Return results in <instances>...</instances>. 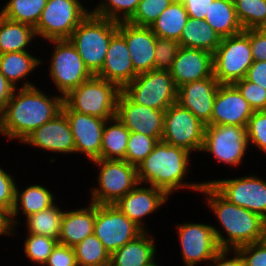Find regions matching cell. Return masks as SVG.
Here are the masks:
<instances>
[{"mask_svg": "<svg viewBox=\"0 0 266 266\" xmlns=\"http://www.w3.org/2000/svg\"><path fill=\"white\" fill-rule=\"evenodd\" d=\"M41 91L29 81L14 91L0 115V134L22 143L35 129L62 111L63 96L48 97Z\"/></svg>", "mask_w": 266, "mask_h": 266, "instance_id": "1", "label": "cell"}, {"mask_svg": "<svg viewBox=\"0 0 266 266\" xmlns=\"http://www.w3.org/2000/svg\"><path fill=\"white\" fill-rule=\"evenodd\" d=\"M199 192L208 197L206 204L214 212L226 234L224 237L221 231L213 226L221 249L236 250L263 240L266 219L261 215L229 202L210 183L203 184Z\"/></svg>", "mask_w": 266, "mask_h": 266, "instance_id": "2", "label": "cell"}, {"mask_svg": "<svg viewBox=\"0 0 266 266\" xmlns=\"http://www.w3.org/2000/svg\"><path fill=\"white\" fill-rule=\"evenodd\" d=\"M190 155L186 149L159 141L151 153L137 167L139 184L154 186L164 190L169 196L178 189L188 188L196 192L203 183L184 182Z\"/></svg>", "mask_w": 266, "mask_h": 266, "instance_id": "3", "label": "cell"}, {"mask_svg": "<svg viewBox=\"0 0 266 266\" xmlns=\"http://www.w3.org/2000/svg\"><path fill=\"white\" fill-rule=\"evenodd\" d=\"M117 31L118 22L90 12L69 38L92 75L101 70L111 37Z\"/></svg>", "mask_w": 266, "mask_h": 266, "instance_id": "4", "label": "cell"}, {"mask_svg": "<svg viewBox=\"0 0 266 266\" xmlns=\"http://www.w3.org/2000/svg\"><path fill=\"white\" fill-rule=\"evenodd\" d=\"M121 89L114 83L93 75L64 97L71 110L105 120L116 116L117 99Z\"/></svg>", "mask_w": 266, "mask_h": 266, "instance_id": "5", "label": "cell"}, {"mask_svg": "<svg viewBox=\"0 0 266 266\" xmlns=\"http://www.w3.org/2000/svg\"><path fill=\"white\" fill-rule=\"evenodd\" d=\"M253 62L248 30L224 37L213 54L214 77L220 84H234L246 77Z\"/></svg>", "mask_w": 266, "mask_h": 266, "instance_id": "6", "label": "cell"}, {"mask_svg": "<svg viewBox=\"0 0 266 266\" xmlns=\"http://www.w3.org/2000/svg\"><path fill=\"white\" fill-rule=\"evenodd\" d=\"M177 90L169 70L138 74L121 91L134 103L165 111L177 102Z\"/></svg>", "mask_w": 266, "mask_h": 266, "instance_id": "7", "label": "cell"}, {"mask_svg": "<svg viewBox=\"0 0 266 266\" xmlns=\"http://www.w3.org/2000/svg\"><path fill=\"white\" fill-rule=\"evenodd\" d=\"M99 166L98 188L91 189V202L96 204H116L123 196L139 184L137 167L125 160L96 159Z\"/></svg>", "mask_w": 266, "mask_h": 266, "instance_id": "8", "label": "cell"}, {"mask_svg": "<svg viewBox=\"0 0 266 266\" xmlns=\"http://www.w3.org/2000/svg\"><path fill=\"white\" fill-rule=\"evenodd\" d=\"M90 12L80 0H47L36 35L47 41L69 39Z\"/></svg>", "mask_w": 266, "mask_h": 266, "instance_id": "9", "label": "cell"}, {"mask_svg": "<svg viewBox=\"0 0 266 266\" xmlns=\"http://www.w3.org/2000/svg\"><path fill=\"white\" fill-rule=\"evenodd\" d=\"M49 42L54 46L48 69L49 75L60 95L65 97L93 75L86 68L76 47L69 39L49 40Z\"/></svg>", "mask_w": 266, "mask_h": 266, "instance_id": "10", "label": "cell"}, {"mask_svg": "<svg viewBox=\"0 0 266 266\" xmlns=\"http://www.w3.org/2000/svg\"><path fill=\"white\" fill-rule=\"evenodd\" d=\"M205 126L191 111L176 102L165 110L161 141L190 153L201 152Z\"/></svg>", "mask_w": 266, "mask_h": 266, "instance_id": "11", "label": "cell"}, {"mask_svg": "<svg viewBox=\"0 0 266 266\" xmlns=\"http://www.w3.org/2000/svg\"><path fill=\"white\" fill-rule=\"evenodd\" d=\"M142 232L116 204H96L94 235L110 255Z\"/></svg>", "mask_w": 266, "mask_h": 266, "instance_id": "12", "label": "cell"}, {"mask_svg": "<svg viewBox=\"0 0 266 266\" xmlns=\"http://www.w3.org/2000/svg\"><path fill=\"white\" fill-rule=\"evenodd\" d=\"M246 127L235 125H206L202 152L212 153L216 161L238 166L248 146Z\"/></svg>", "mask_w": 266, "mask_h": 266, "instance_id": "13", "label": "cell"}, {"mask_svg": "<svg viewBox=\"0 0 266 266\" xmlns=\"http://www.w3.org/2000/svg\"><path fill=\"white\" fill-rule=\"evenodd\" d=\"M210 183L226 200L266 219V181L250 175L235 179H218Z\"/></svg>", "mask_w": 266, "mask_h": 266, "instance_id": "14", "label": "cell"}, {"mask_svg": "<svg viewBox=\"0 0 266 266\" xmlns=\"http://www.w3.org/2000/svg\"><path fill=\"white\" fill-rule=\"evenodd\" d=\"M185 266L211 261L221 250L213 226L203 223H183L176 226Z\"/></svg>", "mask_w": 266, "mask_h": 266, "instance_id": "15", "label": "cell"}, {"mask_svg": "<svg viewBox=\"0 0 266 266\" xmlns=\"http://www.w3.org/2000/svg\"><path fill=\"white\" fill-rule=\"evenodd\" d=\"M165 111L131 101L122 91L117 99L116 117L130 132L154 137L158 142L163 135Z\"/></svg>", "mask_w": 266, "mask_h": 266, "instance_id": "16", "label": "cell"}, {"mask_svg": "<svg viewBox=\"0 0 266 266\" xmlns=\"http://www.w3.org/2000/svg\"><path fill=\"white\" fill-rule=\"evenodd\" d=\"M74 137L75 153H82L93 161L101 159L102 133L105 119L97 116L71 111L65 104L62 106Z\"/></svg>", "mask_w": 266, "mask_h": 266, "instance_id": "17", "label": "cell"}, {"mask_svg": "<svg viewBox=\"0 0 266 266\" xmlns=\"http://www.w3.org/2000/svg\"><path fill=\"white\" fill-rule=\"evenodd\" d=\"M254 110L234 84H220L212 110L211 125L246 127Z\"/></svg>", "mask_w": 266, "mask_h": 266, "instance_id": "18", "label": "cell"}, {"mask_svg": "<svg viewBox=\"0 0 266 266\" xmlns=\"http://www.w3.org/2000/svg\"><path fill=\"white\" fill-rule=\"evenodd\" d=\"M220 83L213 76L178 87L177 102L204 125H211L214 100Z\"/></svg>", "mask_w": 266, "mask_h": 266, "instance_id": "19", "label": "cell"}, {"mask_svg": "<svg viewBox=\"0 0 266 266\" xmlns=\"http://www.w3.org/2000/svg\"><path fill=\"white\" fill-rule=\"evenodd\" d=\"M118 32L125 38L134 71L141 74L154 70L157 36L150 27L137 26L123 21L118 22Z\"/></svg>", "mask_w": 266, "mask_h": 266, "instance_id": "20", "label": "cell"}, {"mask_svg": "<svg viewBox=\"0 0 266 266\" xmlns=\"http://www.w3.org/2000/svg\"><path fill=\"white\" fill-rule=\"evenodd\" d=\"M22 142L49 152L75 153L74 137L63 111L35 129Z\"/></svg>", "mask_w": 266, "mask_h": 266, "instance_id": "21", "label": "cell"}, {"mask_svg": "<svg viewBox=\"0 0 266 266\" xmlns=\"http://www.w3.org/2000/svg\"><path fill=\"white\" fill-rule=\"evenodd\" d=\"M169 71L177 88L189 82L211 77L214 75L213 54L201 49L180 46Z\"/></svg>", "mask_w": 266, "mask_h": 266, "instance_id": "22", "label": "cell"}, {"mask_svg": "<svg viewBox=\"0 0 266 266\" xmlns=\"http://www.w3.org/2000/svg\"><path fill=\"white\" fill-rule=\"evenodd\" d=\"M137 75L125 38L117 31L111 37L104 64L95 76L116 84L122 90Z\"/></svg>", "mask_w": 266, "mask_h": 266, "instance_id": "23", "label": "cell"}, {"mask_svg": "<svg viewBox=\"0 0 266 266\" xmlns=\"http://www.w3.org/2000/svg\"><path fill=\"white\" fill-rule=\"evenodd\" d=\"M170 196L162 189L149 186L140 187L138 184L125 196H123L116 206L143 231L147 228L144 226L143 218L157 211Z\"/></svg>", "mask_w": 266, "mask_h": 266, "instance_id": "24", "label": "cell"}, {"mask_svg": "<svg viewBox=\"0 0 266 266\" xmlns=\"http://www.w3.org/2000/svg\"><path fill=\"white\" fill-rule=\"evenodd\" d=\"M96 203L88 207L65 211L62 216L58 243L75 247L89 235L94 234Z\"/></svg>", "mask_w": 266, "mask_h": 266, "instance_id": "25", "label": "cell"}, {"mask_svg": "<svg viewBox=\"0 0 266 266\" xmlns=\"http://www.w3.org/2000/svg\"><path fill=\"white\" fill-rule=\"evenodd\" d=\"M150 232L143 231L132 241L113 252L110 266H145L156 260L155 241Z\"/></svg>", "mask_w": 266, "mask_h": 266, "instance_id": "26", "label": "cell"}, {"mask_svg": "<svg viewBox=\"0 0 266 266\" xmlns=\"http://www.w3.org/2000/svg\"><path fill=\"white\" fill-rule=\"evenodd\" d=\"M54 197V194L42 185H29L24 190H19L16 185L15 204L9 214L12 230L19 224L16 218L20 212L27 218L34 213L48 209L56 203Z\"/></svg>", "mask_w": 266, "mask_h": 266, "instance_id": "27", "label": "cell"}, {"mask_svg": "<svg viewBox=\"0 0 266 266\" xmlns=\"http://www.w3.org/2000/svg\"><path fill=\"white\" fill-rule=\"evenodd\" d=\"M221 40V36L205 20L189 18L178 43L182 47L201 49L214 54Z\"/></svg>", "mask_w": 266, "mask_h": 266, "instance_id": "28", "label": "cell"}, {"mask_svg": "<svg viewBox=\"0 0 266 266\" xmlns=\"http://www.w3.org/2000/svg\"><path fill=\"white\" fill-rule=\"evenodd\" d=\"M35 37L37 35L34 27L0 14V54L28 51L27 46Z\"/></svg>", "mask_w": 266, "mask_h": 266, "instance_id": "29", "label": "cell"}, {"mask_svg": "<svg viewBox=\"0 0 266 266\" xmlns=\"http://www.w3.org/2000/svg\"><path fill=\"white\" fill-rule=\"evenodd\" d=\"M188 19V13L182 2L173 0L153 22L150 29L159 38L179 41Z\"/></svg>", "mask_w": 266, "mask_h": 266, "instance_id": "30", "label": "cell"}, {"mask_svg": "<svg viewBox=\"0 0 266 266\" xmlns=\"http://www.w3.org/2000/svg\"><path fill=\"white\" fill-rule=\"evenodd\" d=\"M204 20L221 36L229 37L243 31L235 9L228 0H214Z\"/></svg>", "mask_w": 266, "mask_h": 266, "instance_id": "31", "label": "cell"}, {"mask_svg": "<svg viewBox=\"0 0 266 266\" xmlns=\"http://www.w3.org/2000/svg\"><path fill=\"white\" fill-rule=\"evenodd\" d=\"M130 131L115 116L106 120L102 133L101 159L124 160Z\"/></svg>", "mask_w": 266, "mask_h": 266, "instance_id": "32", "label": "cell"}, {"mask_svg": "<svg viewBox=\"0 0 266 266\" xmlns=\"http://www.w3.org/2000/svg\"><path fill=\"white\" fill-rule=\"evenodd\" d=\"M43 62L28 51L0 54V72L17 88V82L24 79Z\"/></svg>", "mask_w": 266, "mask_h": 266, "instance_id": "33", "label": "cell"}, {"mask_svg": "<svg viewBox=\"0 0 266 266\" xmlns=\"http://www.w3.org/2000/svg\"><path fill=\"white\" fill-rule=\"evenodd\" d=\"M47 0H9L0 14L10 20L36 27Z\"/></svg>", "mask_w": 266, "mask_h": 266, "instance_id": "34", "label": "cell"}, {"mask_svg": "<svg viewBox=\"0 0 266 266\" xmlns=\"http://www.w3.org/2000/svg\"><path fill=\"white\" fill-rule=\"evenodd\" d=\"M63 213L64 211L54 204L48 209L28 216L25 219L28 233L49 236L58 240Z\"/></svg>", "mask_w": 266, "mask_h": 266, "instance_id": "35", "label": "cell"}, {"mask_svg": "<svg viewBox=\"0 0 266 266\" xmlns=\"http://www.w3.org/2000/svg\"><path fill=\"white\" fill-rule=\"evenodd\" d=\"M73 248L78 266H110L111 255L94 234Z\"/></svg>", "mask_w": 266, "mask_h": 266, "instance_id": "36", "label": "cell"}, {"mask_svg": "<svg viewBox=\"0 0 266 266\" xmlns=\"http://www.w3.org/2000/svg\"><path fill=\"white\" fill-rule=\"evenodd\" d=\"M234 4L244 30L261 29L266 24V0H236Z\"/></svg>", "mask_w": 266, "mask_h": 266, "instance_id": "37", "label": "cell"}, {"mask_svg": "<svg viewBox=\"0 0 266 266\" xmlns=\"http://www.w3.org/2000/svg\"><path fill=\"white\" fill-rule=\"evenodd\" d=\"M140 0H103L91 13L116 22L128 21L136 12Z\"/></svg>", "mask_w": 266, "mask_h": 266, "instance_id": "38", "label": "cell"}, {"mask_svg": "<svg viewBox=\"0 0 266 266\" xmlns=\"http://www.w3.org/2000/svg\"><path fill=\"white\" fill-rule=\"evenodd\" d=\"M24 253L35 264L44 266L48 257L52 254L58 240L40 234L28 233L24 240Z\"/></svg>", "mask_w": 266, "mask_h": 266, "instance_id": "39", "label": "cell"}, {"mask_svg": "<svg viewBox=\"0 0 266 266\" xmlns=\"http://www.w3.org/2000/svg\"><path fill=\"white\" fill-rule=\"evenodd\" d=\"M158 141L154 137L146 136L137 132H130L125 161L138 167L151 153Z\"/></svg>", "mask_w": 266, "mask_h": 266, "instance_id": "40", "label": "cell"}, {"mask_svg": "<svg viewBox=\"0 0 266 266\" xmlns=\"http://www.w3.org/2000/svg\"><path fill=\"white\" fill-rule=\"evenodd\" d=\"M173 0H140L134 15L128 20L137 26L150 27Z\"/></svg>", "mask_w": 266, "mask_h": 266, "instance_id": "41", "label": "cell"}, {"mask_svg": "<svg viewBox=\"0 0 266 266\" xmlns=\"http://www.w3.org/2000/svg\"><path fill=\"white\" fill-rule=\"evenodd\" d=\"M248 143L266 153V110L254 111L246 126Z\"/></svg>", "mask_w": 266, "mask_h": 266, "instance_id": "42", "label": "cell"}, {"mask_svg": "<svg viewBox=\"0 0 266 266\" xmlns=\"http://www.w3.org/2000/svg\"><path fill=\"white\" fill-rule=\"evenodd\" d=\"M180 44L176 40L157 37L154 69L169 70L176 58Z\"/></svg>", "mask_w": 266, "mask_h": 266, "instance_id": "43", "label": "cell"}, {"mask_svg": "<svg viewBox=\"0 0 266 266\" xmlns=\"http://www.w3.org/2000/svg\"><path fill=\"white\" fill-rule=\"evenodd\" d=\"M234 85L241 92L254 111L266 110V89L246 78L236 81Z\"/></svg>", "mask_w": 266, "mask_h": 266, "instance_id": "44", "label": "cell"}, {"mask_svg": "<svg viewBox=\"0 0 266 266\" xmlns=\"http://www.w3.org/2000/svg\"><path fill=\"white\" fill-rule=\"evenodd\" d=\"M245 266H266V242L264 240L250 243L236 249Z\"/></svg>", "mask_w": 266, "mask_h": 266, "instance_id": "45", "label": "cell"}, {"mask_svg": "<svg viewBox=\"0 0 266 266\" xmlns=\"http://www.w3.org/2000/svg\"><path fill=\"white\" fill-rule=\"evenodd\" d=\"M13 176L0 167V208L8 214L14 208L16 183Z\"/></svg>", "mask_w": 266, "mask_h": 266, "instance_id": "46", "label": "cell"}, {"mask_svg": "<svg viewBox=\"0 0 266 266\" xmlns=\"http://www.w3.org/2000/svg\"><path fill=\"white\" fill-rule=\"evenodd\" d=\"M78 266L73 247L57 243L44 266Z\"/></svg>", "mask_w": 266, "mask_h": 266, "instance_id": "47", "label": "cell"}, {"mask_svg": "<svg viewBox=\"0 0 266 266\" xmlns=\"http://www.w3.org/2000/svg\"><path fill=\"white\" fill-rule=\"evenodd\" d=\"M253 61L266 60V32L262 29H248Z\"/></svg>", "mask_w": 266, "mask_h": 266, "instance_id": "48", "label": "cell"}, {"mask_svg": "<svg viewBox=\"0 0 266 266\" xmlns=\"http://www.w3.org/2000/svg\"><path fill=\"white\" fill-rule=\"evenodd\" d=\"M180 1L186 8L189 18L204 20L214 0H180Z\"/></svg>", "mask_w": 266, "mask_h": 266, "instance_id": "49", "label": "cell"}, {"mask_svg": "<svg viewBox=\"0 0 266 266\" xmlns=\"http://www.w3.org/2000/svg\"><path fill=\"white\" fill-rule=\"evenodd\" d=\"M230 252H233V258L228 257ZM210 262H213L210 266H245L240 253L235 249H221Z\"/></svg>", "mask_w": 266, "mask_h": 266, "instance_id": "50", "label": "cell"}, {"mask_svg": "<svg viewBox=\"0 0 266 266\" xmlns=\"http://www.w3.org/2000/svg\"><path fill=\"white\" fill-rule=\"evenodd\" d=\"M245 78L266 89V60L254 61Z\"/></svg>", "mask_w": 266, "mask_h": 266, "instance_id": "51", "label": "cell"}, {"mask_svg": "<svg viewBox=\"0 0 266 266\" xmlns=\"http://www.w3.org/2000/svg\"><path fill=\"white\" fill-rule=\"evenodd\" d=\"M16 89L17 88L5 78L4 74L0 72V115L3 113Z\"/></svg>", "mask_w": 266, "mask_h": 266, "instance_id": "52", "label": "cell"}, {"mask_svg": "<svg viewBox=\"0 0 266 266\" xmlns=\"http://www.w3.org/2000/svg\"><path fill=\"white\" fill-rule=\"evenodd\" d=\"M16 235L9 222V214L0 208V235Z\"/></svg>", "mask_w": 266, "mask_h": 266, "instance_id": "53", "label": "cell"}, {"mask_svg": "<svg viewBox=\"0 0 266 266\" xmlns=\"http://www.w3.org/2000/svg\"><path fill=\"white\" fill-rule=\"evenodd\" d=\"M145 266H160V265H158V264L153 260L151 263H149V264H147V265H145Z\"/></svg>", "mask_w": 266, "mask_h": 266, "instance_id": "54", "label": "cell"}, {"mask_svg": "<svg viewBox=\"0 0 266 266\" xmlns=\"http://www.w3.org/2000/svg\"><path fill=\"white\" fill-rule=\"evenodd\" d=\"M263 240L266 242V220H265V224H264V237Z\"/></svg>", "mask_w": 266, "mask_h": 266, "instance_id": "55", "label": "cell"}, {"mask_svg": "<svg viewBox=\"0 0 266 266\" xmlns=\"http://www.w3.org/2000/svg\"><path fill=\"white\" fill-rule=\"evenodd\" d=\"M261 29L266 32V24Z\"/></svg>", "mask_w": 266, "mask_h": 266, "instance_id": "56", "label": "cell"}]
</instances>
